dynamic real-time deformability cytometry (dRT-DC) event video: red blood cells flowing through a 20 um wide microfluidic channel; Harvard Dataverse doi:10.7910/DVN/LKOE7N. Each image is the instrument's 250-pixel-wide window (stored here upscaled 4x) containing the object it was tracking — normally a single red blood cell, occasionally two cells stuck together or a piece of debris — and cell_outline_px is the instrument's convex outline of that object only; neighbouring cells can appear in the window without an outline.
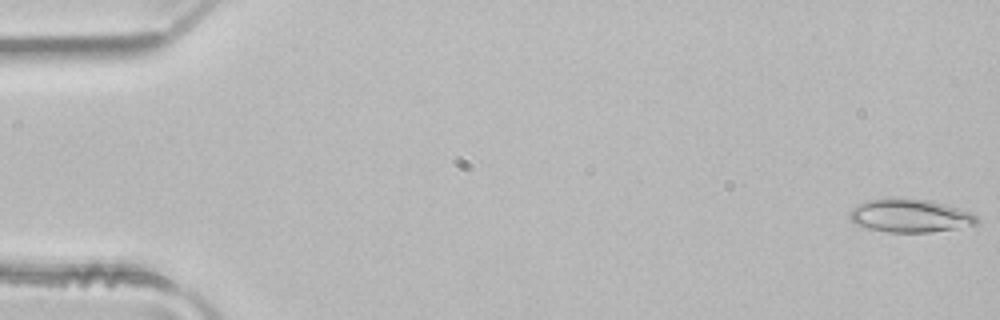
{"species": "common noctule bat (a hibernating species)", "species_latin": "Nyctalus noctula", "temperature_condition": "room temperature", "stored_images_in_passage": 5, "camera_frame_rate_fps": 3000, "um_per_image_px": 0.085, "animal": {"sex": "male", "body_mass_g": 21.5, "forearm_length_mm": 52.0}, "frame": {"image": 1, "passage_image": 1, "time_ms": 0.0, "image_size_px": [1000, 320], "cell_outline_px": [[976, 224], [956, 228], [932, 232], [888, 232], [868, 228], [856, 224], [848, 216], [848, 212], [852, 208], [868, 200], [892, 196], [928, 200], [944, 204], [972, 212], [976, 216]], "centroid_in_image_um": [77.31, 18.31], "position_along_channel_um": 7.7, "area_um2": 24.74}}